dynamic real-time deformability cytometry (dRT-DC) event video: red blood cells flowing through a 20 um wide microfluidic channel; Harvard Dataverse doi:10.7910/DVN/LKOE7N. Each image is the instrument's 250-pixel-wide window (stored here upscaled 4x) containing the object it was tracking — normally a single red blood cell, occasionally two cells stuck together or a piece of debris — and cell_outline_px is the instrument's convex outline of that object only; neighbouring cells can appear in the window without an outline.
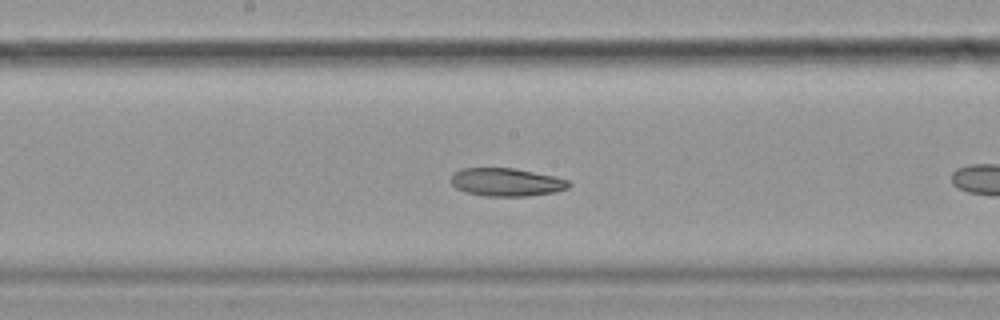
{"species": "common noctule bat (a hibernating species)", "species_latin": "Nyctalus noctula", "temperature_condition": "cold", "stored_images_in_passage": 28, "camera_frame_rate_fps": 3000, "um_per_image_px": 0.085, "animal": {"sex": "female", "body_mass_g": 19.9}, "frame": {"image": 1, "passage_image": 16, "time_ms": 5.0, "image_size_px": [1000, 320], "cell_outline_px": [[572, 184], [568, 188], [556, 192], [528, 196], [484, 196], [464, 192], [456, 188], [452, 184], [452, 176], [460, 168], [516, 168], [556, 176], [568, 180]], "centroid_in_image_um": [43.09, 15.48], "position_along_channel_um": 205.1, "area_um2": 19.48}}
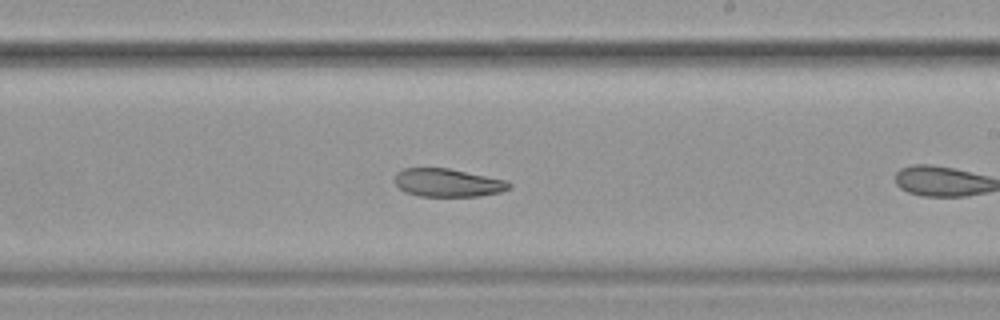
{"frame": {"image": 2, "passage_image": 20, "time_ms": 6.333, "image_size_px": [1000, 320], "cell_outline_px": [[512, 184], [508, 188], [500, 192], [480, 196], [420, 196], [404, 192], [396, 184], [396, 172], [404, 168], [448, 168], [508, 180]], "centroid_in_image_um": [38.07, 15.53], "position_along_channel_um": 250.9, "area_um2": 18.73}}